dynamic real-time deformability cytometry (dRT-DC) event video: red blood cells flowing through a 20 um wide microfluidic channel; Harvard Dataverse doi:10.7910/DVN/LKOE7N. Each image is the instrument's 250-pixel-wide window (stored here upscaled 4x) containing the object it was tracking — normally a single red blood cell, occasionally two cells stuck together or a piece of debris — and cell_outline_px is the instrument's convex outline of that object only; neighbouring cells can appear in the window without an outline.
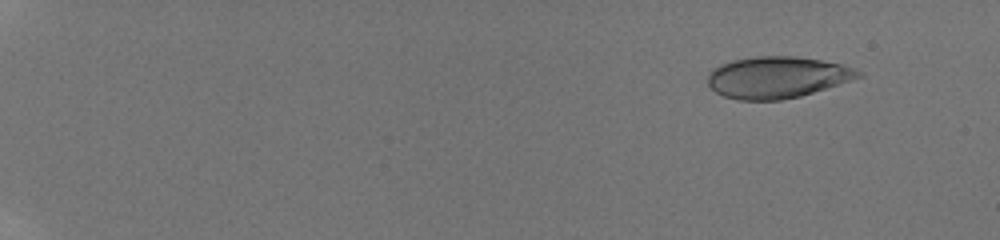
{"species": "human", "species_latin": "Homo sapiens", "temperature_condition": "room temperature", "stored_images_in_passage": 53, "camera_frame_rate_fps": 3000, "um_per_image_px": 0.085, "donor": {"sex": "male"}, "frame": {"image": 1, "passage_image": 5, "time_ms": 1.0, "image_size_px": [1000, 240], "cell_outline_px": [[864, 76], [800, 96], [780, 100], [736, 100], [724, 96], [716, 92], [708, 84], [708, 72], [712, 68], [720, 64], [732, 60], [756, 56], [796, 56], [820, 60], [840, 64], [856, 68], [864, 72]], "centroid_in_image_um": [66.05, 6.56], "position_along_channel_um": 18.9, "area_um2": 36.59}}
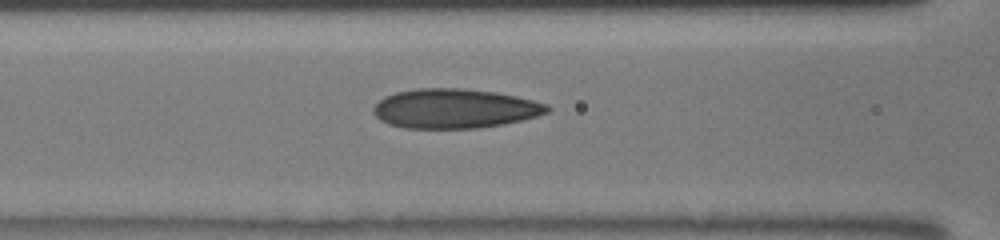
{"frame": {"image": 2, "passage_image": 41, "time_ms": 8.0, "image_size_px": [1000, 240], "cell_outline_px": [[552, 108], [548, 112], [536, 116], [504, 124], [476, 128], [404, 128], [388, 124], [380, 120], [372, 112], [372, 108], [384, 96], [396, 92], [416, 88], [464, 88], [496, 92], [516, 96], [548, 104]], "centroid_in_image_um": [38.63, 9.22], "position_along_channel_um": 128.0, "area_um2": 40.11}}
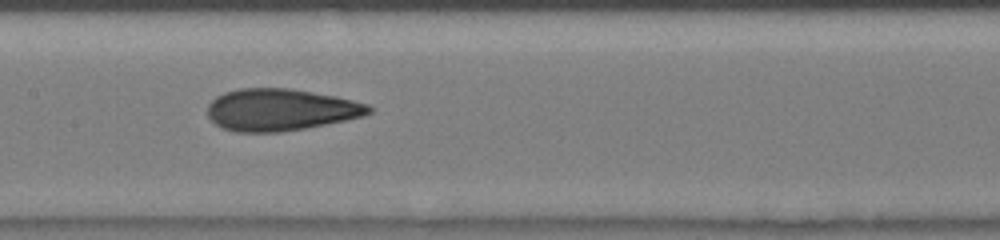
{"frame": {"image": 3, "passage_image": 52, "time_ms": 9.333, "image_size_px": [1000, 240], "cell_outline_px": [[372, 112], [364, 116], [304, 128], [280, 132], [236, 132], [220, 128], [208, 116], [208, 104], [216, 96], [224, 92], [240, 88], [288, 88], [336, 96], [368, 104], [372, 108]], "centroid_in_image_um": [23.82, 9.33], "position_along_channel_um": 183.6, "area_um2": 39.36}}